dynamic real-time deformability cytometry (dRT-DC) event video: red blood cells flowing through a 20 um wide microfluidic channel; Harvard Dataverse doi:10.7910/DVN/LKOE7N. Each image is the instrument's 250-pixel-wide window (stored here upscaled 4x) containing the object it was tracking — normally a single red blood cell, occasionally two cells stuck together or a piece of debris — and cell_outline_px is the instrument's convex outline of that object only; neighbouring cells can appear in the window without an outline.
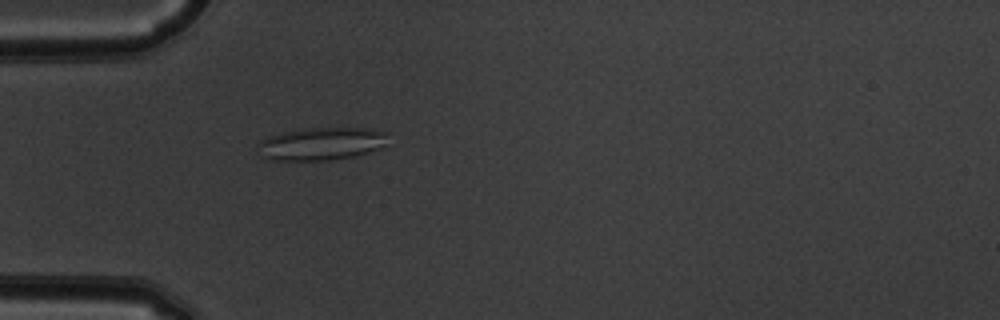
{"species": "common noctule bat (a hibernating species)", "species_latin": "Nyctalus noctula", "temperature_condition": "warm", "stored_images_in_passage": 30, "camera_frame_rate_fps": 3000, "um_per_image_px": 0.085, "animal": {"sex": "male", "body_mass_g": 19.5, "forearm_length_mm": 54.6}, "frame": {"image": 1, "passage_image": 1, "time_ms": 0.0, "image_size_px": [1000, 320], "cell_outline_px": [[388, 132], [384, 144], [368, 152], [352, 156], [328, 160], [268, 160], [252, 148], [260, 140], [284, 132], [304, 128], [364, 128]], "centroid_in_image_um": [27.21, 12.22], "position_along_channel_um": 57.8, "area_um2": 24.74}}
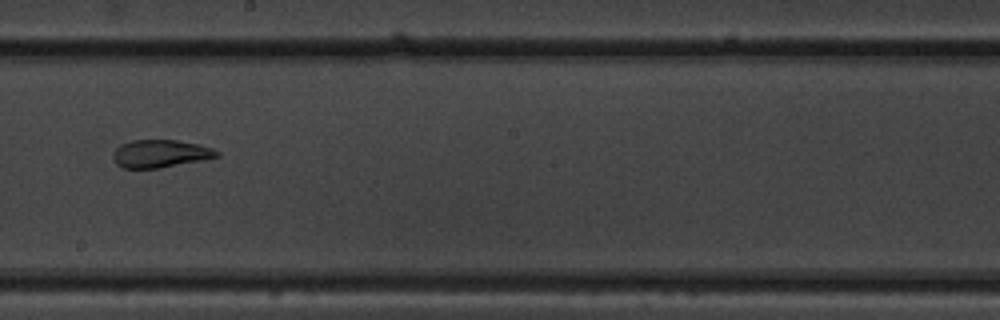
{"frame": {"image": 2, "passage_image": 15, "time_ms": 4.667, "image_size_px": [1000, 320], "cell_outline_px": [[220, 156], [160, 168], [124, 168], [116, 164], [112, 156], [116, 148], [120, 144], [132, 140], [176, 140], [200, 144], [212, 148], [220, 152]], "centroid_in_image_um": [13.62, 13.05], "position_along_channel_um": 234.6, "area_um2": 16.76}}
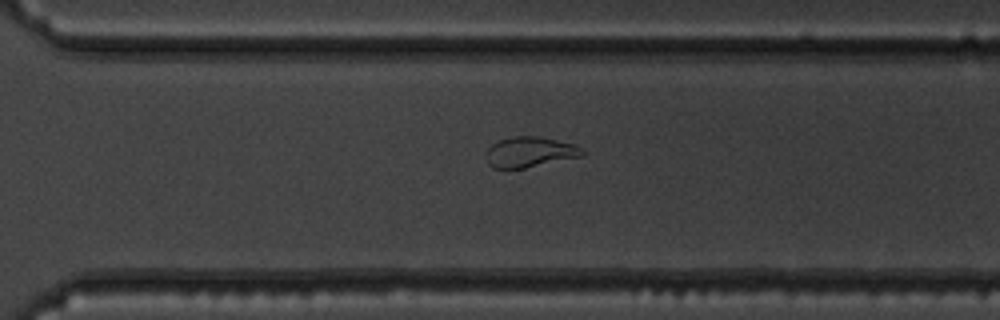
{"frame": {"image": 3, "passage_image": 22, "time_ms": 7.0, "image_size_px": [1000, 320], "cell_outline_px": [[588, 152], [584, 156], [524, 168], [492, 168], [488, 164], [484, 156], [488, 148], [492, 144], [500, 140], [512, 136], [540, 136], [576, 144], [584, 148]], "centroid_in_image_um": [45.08, 12.92], "position_along_channel_um": 325.5, "area_um2": 17.46}, "authors_computed_cell_mechanics": {"area_um2": 17.9758, "velocity_mm_per_s": 3.9142, "shape_relaxation_time_tau1_ms": null, "shape_relaxation_time_tau2_ms": 1.7752, "deformation_change_tau1": null, "deformation_change_tau2": 0.0938}}